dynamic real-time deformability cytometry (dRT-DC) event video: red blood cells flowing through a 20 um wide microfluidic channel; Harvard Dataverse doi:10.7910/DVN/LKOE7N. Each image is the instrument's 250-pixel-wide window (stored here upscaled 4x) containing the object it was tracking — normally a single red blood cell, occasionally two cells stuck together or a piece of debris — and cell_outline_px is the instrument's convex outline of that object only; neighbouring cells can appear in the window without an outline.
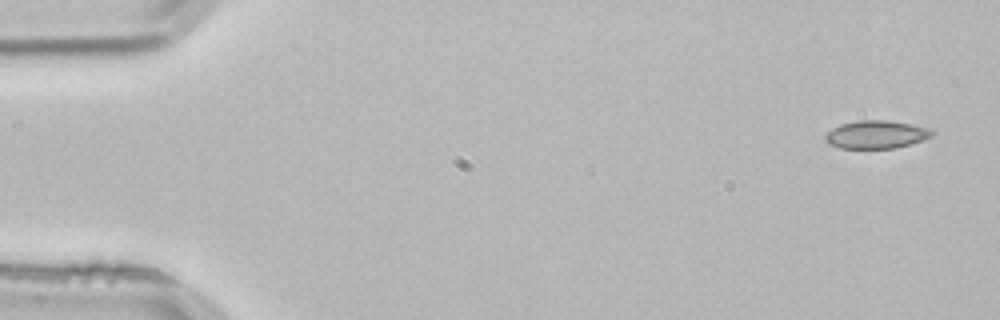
{"species": "common noctule bat (a hibernating species)", "species_latin": "Nyctalus noctula", "temperature_condition": "room temperature", "stored_images_in_passage": 4, "camera_frame_rate_fps": 3000, "um_per_image_px": 0.085, "animal": {"sex": "male", "body_mass_g": 21.5, "forearm_length_mm": 52.0}, "frame": {"image": 1, "passage_image": 4, "time_ms": 1.0, "image_size_px": [1000, 320], "cell_outline_px": [[936, 132], [932, 136], [896, 148], [840, 148], [828, 144], [824, 140], [824, 136], [832, 128], [840, 124], [856, 120], [888, 120], [928, 128]], "centroid_in_image_um": [74.42, 11.43], "position_along_channel_um": 10.6, "area_um2": 17.34}}